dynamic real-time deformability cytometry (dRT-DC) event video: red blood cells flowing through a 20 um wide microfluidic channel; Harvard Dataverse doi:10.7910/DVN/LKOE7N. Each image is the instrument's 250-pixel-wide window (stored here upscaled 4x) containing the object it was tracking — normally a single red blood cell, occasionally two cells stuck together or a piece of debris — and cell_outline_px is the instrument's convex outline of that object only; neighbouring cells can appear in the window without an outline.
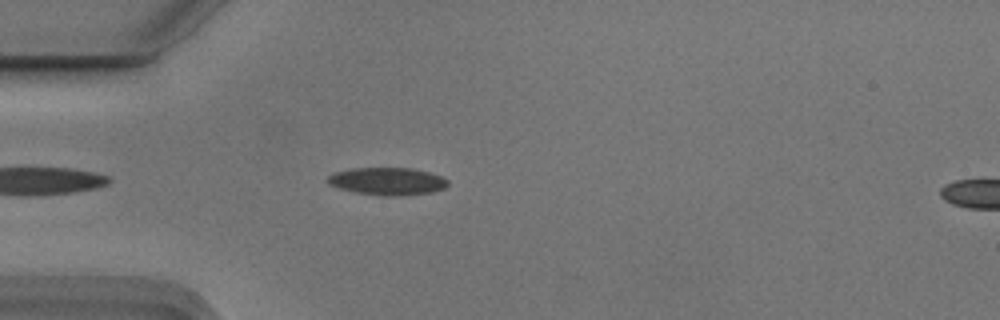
{"species": "Egyptian fruit bat (a non-hibernating species)", "species_latin": "Rousettus aegyptiacus", "temperature_condition": "cold", "stored_images_in_passage": 43, "camera_frame_rate_fps": 3000, "um_per_image_px": 0.085, "animal": {"sex": "male"}, "frame": {"image": 1, "passage_image": 4, "time_ms": 1.0, "image_size_px": [1000, 320], "cell_outline_px": [[448, 184], [444, 188], [432, 192], [400, 196], [380, 196], [356, 192], [340, 188], [328, 184], [324, 180], [332, 172], [352, 168], [412, 168], [428, 172], [440, 176], [448, 180]], "centroid_in_image_um": [32.88, 15.41], "position_along_channel_um": 52.1, "area_um2": 19.42}}
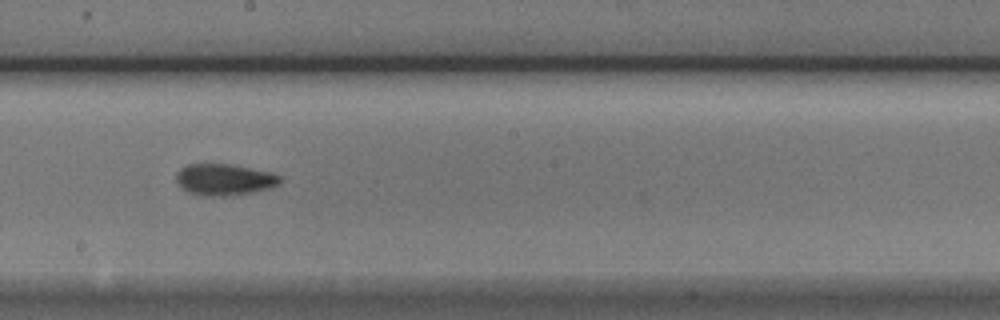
{"frame": {"image": 2, "passage_image": 19, "time_ms": 6.0, "image_size_px": [1000, 320], "cell_outline_px": [[280, 180], [276, 184], [268, 188], [232, 196], [204, 196], [188, 192], [180, 188], [176, 180], [176, 172], [180, 168], [188, 164], [232, 164], [272, 172], [280, 176]], "centroid_in_image_um": [19.01, 15.26], "position_along_channel_um": 229.2, "area_um2": 19.07}}
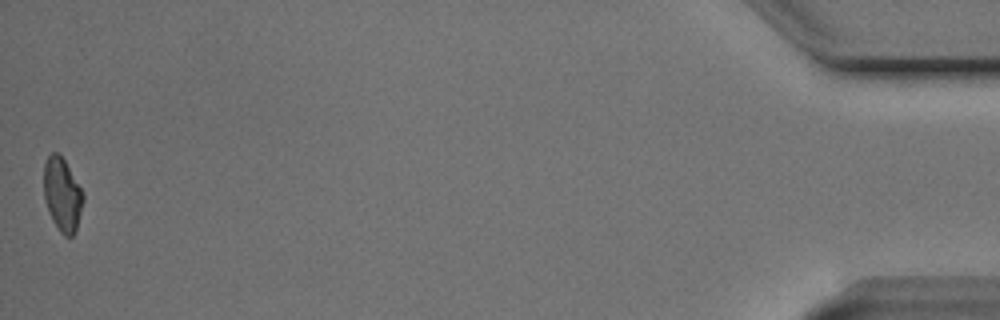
{"frame": {"image": 3, "passage_image": 43, "time_ms": 14.0, "image_size_px": [1000, 320], "cell_outline_px": [[84, 200], [76, 232], [72, 236], [64, 236], [60, 232], [52, 220], [48, 212], [44, 196], [44, 164], [48, 156], [52, 152], [56, 152], [64, 160], [80, 188], [84, 196]], "centroid_in_image_um": [5.29, 16.58], "position_along_channel_um": 429.9, "area_um2": 16.7}, "authors_computed_cell_mechanics": {"area_um2": 18.1492, "velocity_mm_per_s": 3.7298, "shape_relaxation_time_tau1_ms": 4.6264, "shape_relaxation_time_tau2_ms": 3.7388, "deformation_change_tau1": 0.1496, "deformation_change_tau2": 0.0999}}